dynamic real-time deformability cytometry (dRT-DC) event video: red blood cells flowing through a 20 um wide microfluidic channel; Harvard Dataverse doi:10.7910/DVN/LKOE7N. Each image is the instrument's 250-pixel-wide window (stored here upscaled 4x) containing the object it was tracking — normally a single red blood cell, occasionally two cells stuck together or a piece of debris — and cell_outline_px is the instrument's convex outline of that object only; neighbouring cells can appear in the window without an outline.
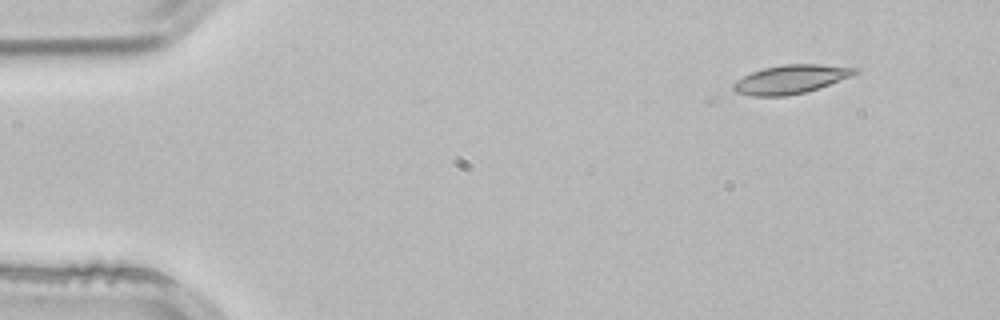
{"species": "common noctule bat (a hibernating species)", "species_latin": "Nyctalus noctula", "temperature_condition": "room temperature", "stored_images_in_passage": 3, "camera_frame_rate_fps": 3000, "um_per_image_px": 0.085, "animal": {"sex": "male", "body_mass_g": 21.5, "forearm_length_mm": 52.0}, "frame": {"image": 1, "passage_image": 1, "time_ms": 0.0, "image_size_px": [1000, 320], "cell_outline_px": [[860, 72], [852, 76], [804, 92], [784, 96], [752, 96], [736, 92], [732, 88], [732, 84], [736, 80], [752, 72], [764, 68], [784, 64], [820, 64], [860, 68]], "centroid_in_image_um": [67.22, 6.73], "position_along_channel_um": 17.8, "area_um2": 20.17}}
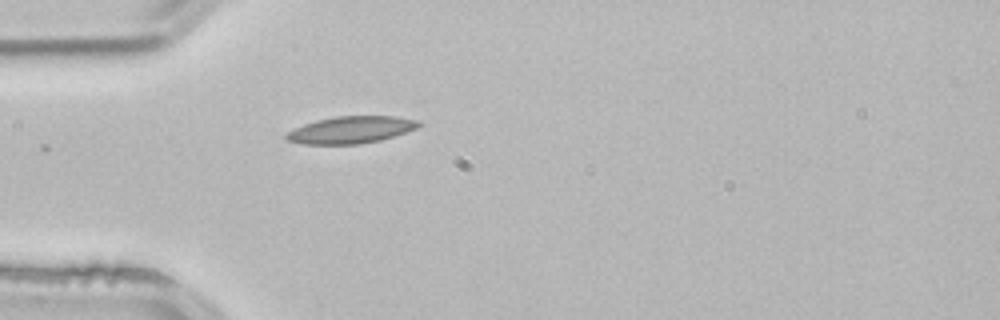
{"frame": {"image": 2, "passage_image": 3, "time_ms": 0.667, "image_size_px": [1000, 320], "cell_outline_px": [[424, 124], [416, 128], [380, 140], [360, 144], [300, 144], [288, 140], [284, 136], [292, 128], [316, 120], [336, 116], [396, 116], [420, 120]], "centroid_in_image_um": [29.83, 11.03], "position_along_channel_um": 55.2, "area_um2": 20.92}}